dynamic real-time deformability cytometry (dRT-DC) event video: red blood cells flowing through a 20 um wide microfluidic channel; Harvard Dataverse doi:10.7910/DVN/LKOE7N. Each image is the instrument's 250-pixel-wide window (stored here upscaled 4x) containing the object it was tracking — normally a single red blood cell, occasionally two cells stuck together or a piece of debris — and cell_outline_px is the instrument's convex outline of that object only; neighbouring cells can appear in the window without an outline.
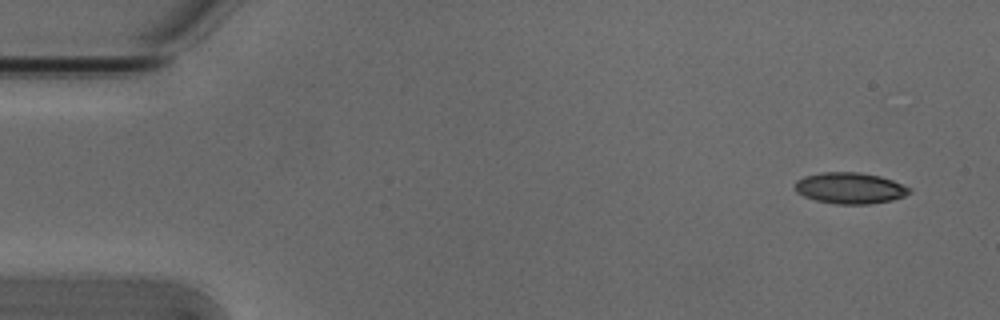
{"species": "Egyptian fruit bat (a non-hibernating species)", "species_latin": "Rousettus aegyptiacus", "temperature_condition": "cold", "stored_images_in_passage": 5, "camera_frame_rate_fps": 3000, "um_per_image_px": 0.085, "animal": {"sex": "male"}, "frame": {"image": 1, "passage_image": 1, "time_ms": 0.0, "image_size_px": [1000, 320], "cell_outline_px": [[912, 192], [904, 196], [892, 200], [868, 204], [836, 204], [816, 200], [804, 196], [796, 192], [792, 188], [796, 180], [804, 176], [824, 172], [860, 172], [880, 176], [892, 180], [912, 188]], "centroid_in_image_um": [72.23, 15.98], "position_along_channel_um": 12.8, "area_um2": 20.98}}